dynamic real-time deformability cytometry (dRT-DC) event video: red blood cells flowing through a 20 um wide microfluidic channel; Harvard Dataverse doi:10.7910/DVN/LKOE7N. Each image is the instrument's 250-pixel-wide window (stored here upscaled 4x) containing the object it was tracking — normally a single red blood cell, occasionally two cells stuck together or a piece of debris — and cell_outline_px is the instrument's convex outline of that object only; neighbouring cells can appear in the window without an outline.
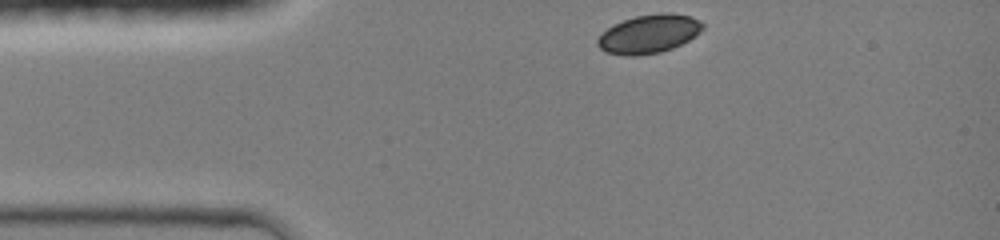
{"species": "common noctule bat (a hibernating species)", "species_latin": "Nyctalus noctula", "temperature_condition": "room temperature", "stored_images_in_passage": 33, "camera_frame_rate_fps": 3000, "um_per_image_px": 0.085, "animal": {"sex": "female", "body_mass_g": 19.0, "forearm_length_mm": 51.5}, "frame": {"image": 1, "passage_image": 1, "time_ms": 0.0, "image_size_px": [1000, 240], "cell_outline_px": [[704, 28], [700, 32], [688, 40], [672, 48], [660, 52], [636, 56], [624, 56], [604, 52], [596, 44], [596, 40], [612, 24], [636, 16], [660, 12], [668, 12], [688, 16], [700, 20], [704, 24]], "centroid_in_image_um": [55.14, 2.88], "position_along_channel_um": 29.9, "area_um2": 23.7}}
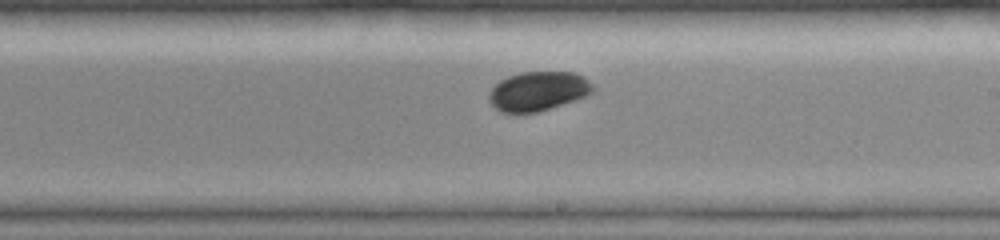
{"frame": {"image": 2, "passage_image": 19, "time_ms": 6.0, "image_size_px": [1000, 240], "cell_outline_px": [[592, 92], [584, 96], [536, 112], [500, 112], [488, 100], [488, 92], [500, 80], [508, 76], [520, 72], [572, 72], [584, 76], [592, 84]], "centroid_in_image_um": [45.69, 7.73], "position_along_channel_um": 243.3, "area_um2": 23.35}}
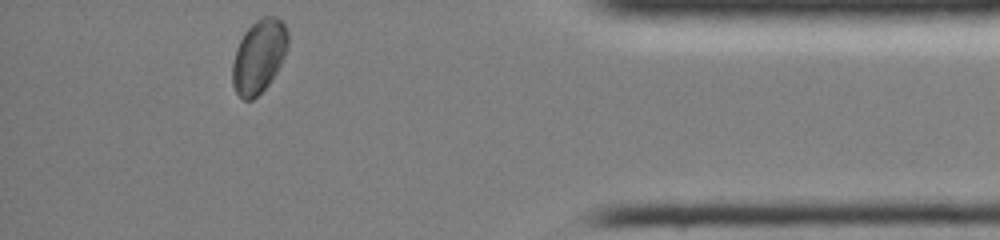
{"frame": {"image": 3, "passage_image": 33, "time_ms": 10.667, "image_size_px": [1000, 240], "cell_outline_px": [[288, 48], [276, 72], [268, 84], [252, 100], [244, 100], [236, 92], [232, 84], [232, 60], [236, 48], [244, 32], [256, 20], [264, 16], [276, 16], [288, 28]], "centroid_in_image_um": [22.0, 4.76], "position_along_channel_um": 413.2, "area_um2": 23.76}, "authors_computed_cell_mechanics": {"area_um2": 23.698, "velocity_mm_per_s": 4.218, "shape_relaxation_time_tau1_ms": 1.7571, "shape_relaxation_time_tau2_ms": null, "deformation_change_tau1": 0.0417, "deformation_change_tau2": null}}